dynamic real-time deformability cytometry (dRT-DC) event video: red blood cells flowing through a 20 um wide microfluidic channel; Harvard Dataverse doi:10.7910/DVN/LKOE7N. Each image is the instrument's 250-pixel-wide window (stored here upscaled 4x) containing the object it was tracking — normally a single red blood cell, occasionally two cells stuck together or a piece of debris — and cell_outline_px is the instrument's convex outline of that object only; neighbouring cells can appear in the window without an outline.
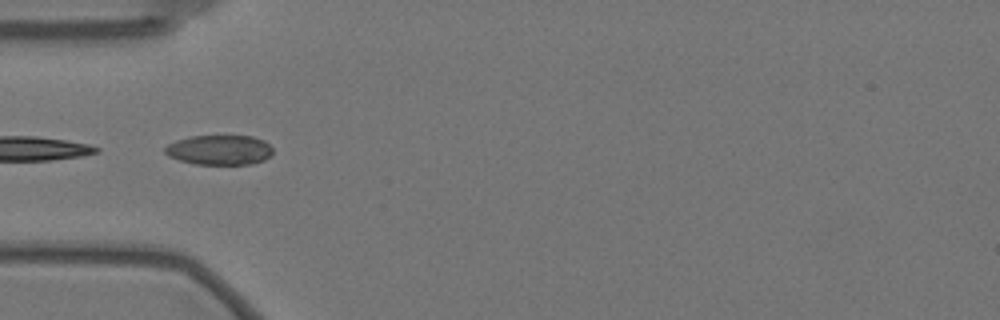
{"species": "Egyptian fruit bat (a non-hibernating species)", "species_latin": "Rousettus aegyptiacus", "temperature_condition": "warm", "stored_images_in_passage": 6, "camera_frame_rate_fps": 3000, "um_per_image_px": 0.085, "animal": {"sex": "female"}, "frame": {"image": 1, "passage_image": 2, "time_ms": 0.333, "image_size_px": [1000, 320], "cell_outline_px": [[272, 152], [264, 160], [252, 164], [196, 164], [180, 160], [168, 156], [164, 152], [164, 148], [168, 144], [176, 140], [192, 136], [252, 136], [264, 140], [272, 148]], "centroid_in_image_um": [18.64, 12.74], "position_along_channel_um": 66.4, "area_um2": 18.67}}